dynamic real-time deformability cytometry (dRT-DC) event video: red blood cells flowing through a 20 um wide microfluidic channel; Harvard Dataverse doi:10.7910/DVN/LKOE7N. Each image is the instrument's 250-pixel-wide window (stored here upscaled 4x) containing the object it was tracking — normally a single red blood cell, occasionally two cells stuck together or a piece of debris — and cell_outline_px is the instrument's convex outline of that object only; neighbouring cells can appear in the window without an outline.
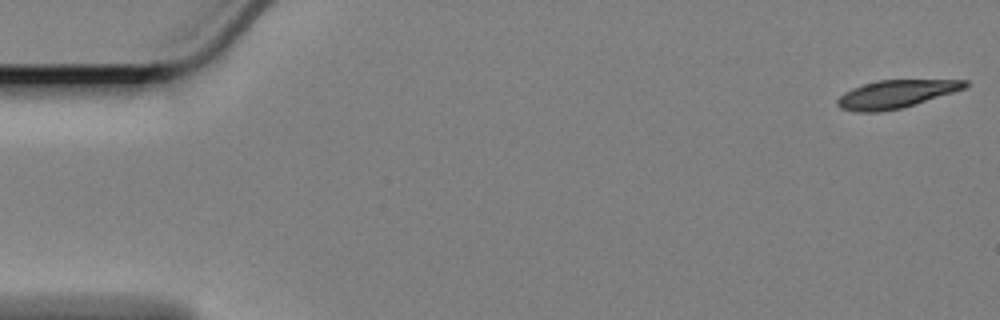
{"species": "Egyptian fruit bat (a non-hibernating species)", "species_latin": "Rousettus aegyptiacus", "temperature_condition": "cold", "stored_images_in_passage": 51, "camera_frame_rate_fps": 3000, "um_per_image_px": 0.085, "animal": {"sex": "female"}, "frame": {"image": 1, "passage_image": 1, "time_ms": 0.0, "image_size_px": [1000, 320], "cell_outline_px": [[968, 84], [964, 88], [952, 92], [900, 108], [880, 112], [856, 112], [840, 108], [836, 104], [836, 100], [844, 92], [852, 88], [876, 80], [968, 80]], "centroid_in_image_um": [76.07, 7.99], "position_along_channel_um": 8.9, "area_um2": 20.46}}
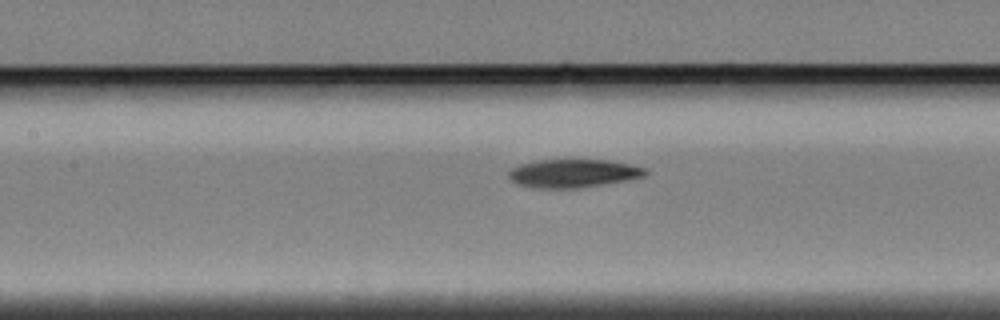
{"frame": {"image": 2, "passage_image": 26, "time_ms": 8.333, "image_size_px": [1000, 320], "cell_outline_px": [[648, 172], [644, 176], [624, 180], [576, 188], [532, 188], [516, 184], [508, 176], [508, 172], [512, 168], [520, 164], [540, 160], [608, 160], [648, 168]], "centroid_in_image_um": [48.69, 14.73], "position_along_channel_um": 158.7, "area_um2": 22.31}}
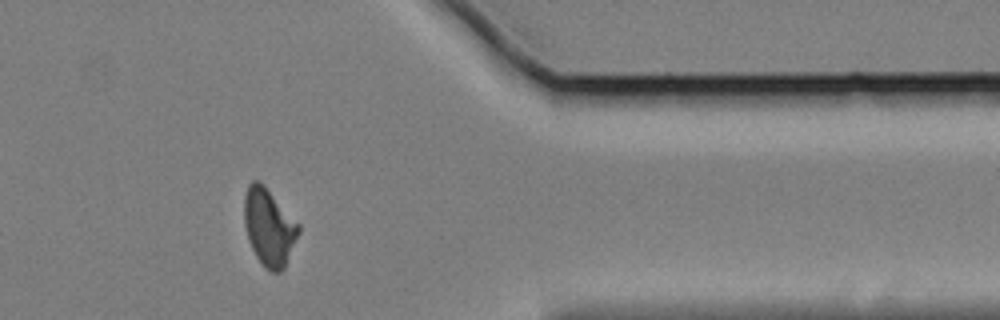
{"frame": {"image": 3, "passage_image": 47, "time_ms": 15.333, "image_size_px": [1000, 320], "cell_outline_px": [[300, 232], [284, 268], [280, 272], [272, 272], [264, 268], [256, 256], [248, 240], [244, 224], [244, 196], [248, 184], [252, 180], [260, 180], [264, 184], [300, 224]], "centroid_in_image_um": [22.86, 19.28], "position_along_channel_um": 388.5, "area_um2": 24.74}}